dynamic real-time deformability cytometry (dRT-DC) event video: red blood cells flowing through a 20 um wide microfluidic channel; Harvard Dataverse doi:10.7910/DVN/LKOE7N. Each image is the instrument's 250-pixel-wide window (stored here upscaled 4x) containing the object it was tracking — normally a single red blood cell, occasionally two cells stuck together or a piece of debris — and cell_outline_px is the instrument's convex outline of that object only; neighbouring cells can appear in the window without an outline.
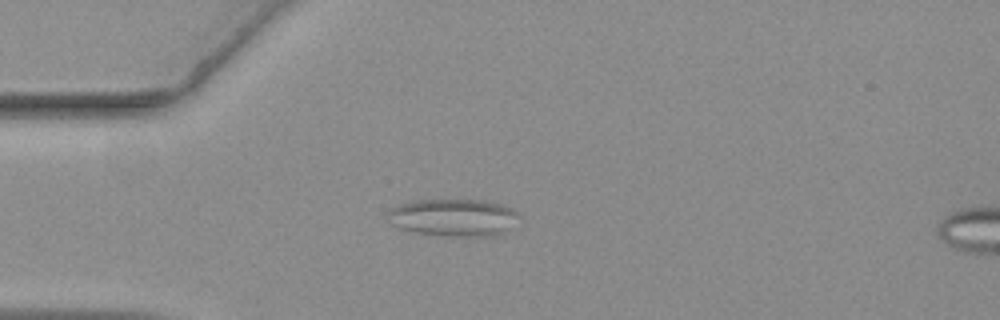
{"species": "common noctule bat (a hibernating species)", "species_latin": "Nyctalus noctula", "temperature_condition": "warm", "stored_images_in_passage": 58, "camera_frame_rate_fps": 3000, "um_per_image_px": 0.085, "animal": {"sex": "female", "body_mass_g": 19.3, "forearm_length_mm": 54.1}, "frame": {"image": 1, "passage_image": 16, "time_ms": 5.0, "image_size_px": [1000, 320], "cell_outline_px": [[520, 216], [496, 236], [452, 236], [412, 232], [400, 228], [392, 224], [384, 212], [400, 204], [420, 200], [484, 200], [500, 204], [512, 208]], "centroid_in_image_um": [38.49, 18.48], "position_along_channel_um": 46.5, "area_um2": 28.26}}
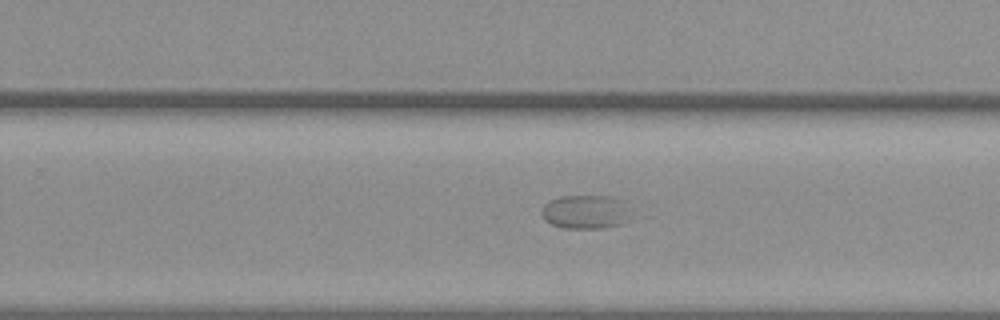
{"frame": {"image": 2, "passage_image": 37, "time_ms": 12.0, "image_size_px": [1000, 320], "cell_outline_px": [[624, 224], [604, 228], [564, 228], [552, 224], [544, 220], [540, 212], [544, 204], [548, 200], [560, 196], [608, 196], [620, 200], [624, 212]], "centroid_in_image_um": [49.61, 18.02], "position_along_channel_um": 280.2, "area_um2": 17.11}}
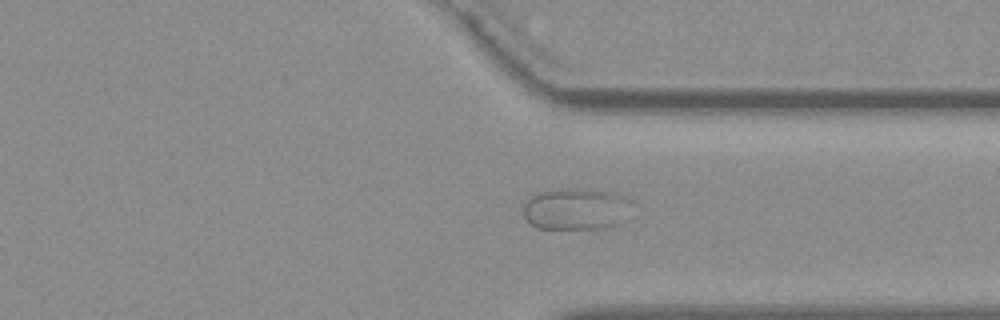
{"frame": {"image": 3, "passage_image": 44, "time_ms": 14.333, "image_size_px": [1000, 320], "cell_outline_px": [[628, 200], [616, 224], [604, 228], [536, 228], [524, 216], [524, 204], [532, 196], [540, 192], [568, 188], [584, 188], [624, 196]], "centroid_in_image_um": [48.81, 17.75], "position_along_channel_um": 362.6, "area_um2": 25.09}}